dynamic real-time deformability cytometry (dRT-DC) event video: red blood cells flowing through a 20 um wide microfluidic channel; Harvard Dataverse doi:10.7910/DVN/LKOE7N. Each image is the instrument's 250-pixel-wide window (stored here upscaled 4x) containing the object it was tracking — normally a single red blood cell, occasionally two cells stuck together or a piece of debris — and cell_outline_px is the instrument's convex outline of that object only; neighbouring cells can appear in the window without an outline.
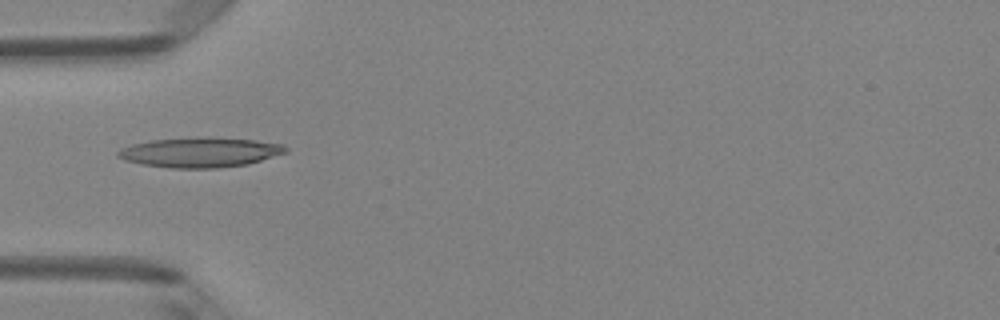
{"species": "Egyptian fruit bat (a non-hibernating species)", "species_latin": "Rousettus aegyptiacus", "temperature_condition": "room temperature", "stored_images_in_passage": 5, "camera_frame_rate_fps": 3000, "um_per_image_px": 0.085, "animal": {"sex": "female"}, "frame": {"image": 1, "passage_image": 4, "time_ms": 1.0, "image_size_px": [1000, 320], "cell_outline_px": [[288, 152], [248, 164], [216, 168], [172, 168], [144, 164], [124, 160], [116, 156], [116, 152], [120, 148], [132, 144], [152, 140], [256, 140], [284, 144], [288, 148]], "centroid_in_image_um": [17.01, 13.0], "position_along_channel_um": 68.0, "area_um2": 27.92}}
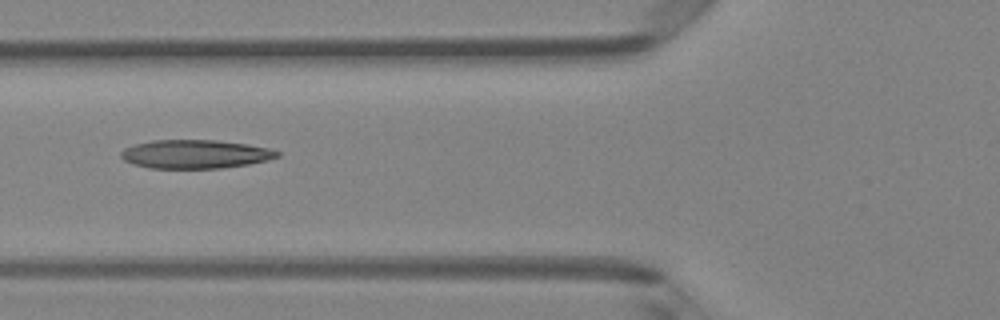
{"frame": {"image": 2, "passage_image": 5, "time_ms": 1.333, "image_size_px": [1000, 320], "cell_outline_px": [[280, 156], [268, 160], [248, 164], [224, 168], [148, 168], [132, 164], [124, 160], [120, 156], [120, 152], [124, 148], [136, 144], [152, 140], [216, 140], [248, 144], [268, 148], [280, 152]], "centroid_in_image_um": [16.59, 13.1], "position_along_channel_um": 109.2, "area_um2": 26.18}}